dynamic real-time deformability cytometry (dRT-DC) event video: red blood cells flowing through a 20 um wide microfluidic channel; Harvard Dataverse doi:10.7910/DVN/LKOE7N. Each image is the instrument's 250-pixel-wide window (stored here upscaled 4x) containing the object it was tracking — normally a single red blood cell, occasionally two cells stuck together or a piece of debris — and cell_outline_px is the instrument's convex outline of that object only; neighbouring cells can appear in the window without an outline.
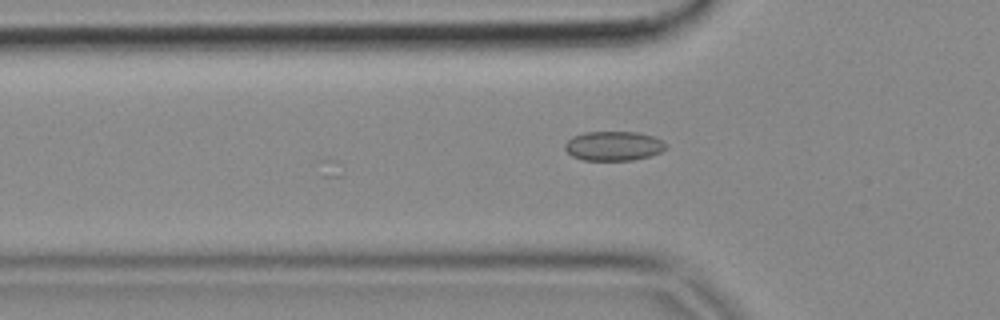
{"species": "common noctule bat (a hibernating species)", "species_latin": "Nyctalus noctula", "temperature_condition": "cold", "stored_images_in_passage": 5, "camera_frame_rate_fps": 3000, "um_per_image_px": 0.085, "animal": {"sex": "female", "body_mass_g": 18.4}, "frame": {"image": 1, "passage_image": 5, "time_ms": 1.333, "image_size_px": [1000, 320], "cell_outline_px": [[668, 148], [660, 152], [648, 156], [632, 160], [584, 160], [572, 156], [564, 148], [564, 144], [572, 136], [584, 132], [636, 132], [652, 136], [668, 144]], "centroid_in_image_um": [52.14, 12.4], "position_along_channel_um": 73.7, "area_um2": 17.28}}